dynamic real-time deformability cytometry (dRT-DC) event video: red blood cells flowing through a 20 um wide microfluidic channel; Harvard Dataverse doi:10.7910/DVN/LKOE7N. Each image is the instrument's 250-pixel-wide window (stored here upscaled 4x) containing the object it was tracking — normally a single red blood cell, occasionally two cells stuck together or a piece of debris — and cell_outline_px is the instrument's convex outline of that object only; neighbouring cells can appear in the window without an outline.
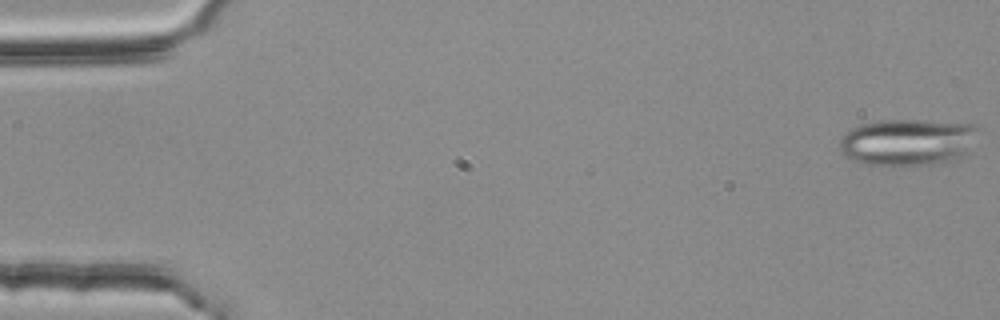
{"species": "common noctule bat (a hibernating species)", "species_latin": "Nyctalus noctula", "temperature_condition": "room temperature", "stored_images_in_passage": 5, "camera_frame_rate_fps": 3000, "um_per_image_px": 0.085, "animal": {"sex": "female", "body_mass_g": 25.1}, "frame": {"image": 1, "passage_image": 1, "time_ms": 0.0, "image_size_px": [1000, 320], "cell_outline_px": [[984, 128], [964, 152], [956, 160], [944, 164], [868, 164], [852, 160], [840, 152], [840, 136], [852, 128], [864, 124], [884, 120], [920, 120], [980, 124]], "centroid_in_image_um": [77.22, 12.06], "position_along_channel_um": 7.8, "area_um2": 37.86}}